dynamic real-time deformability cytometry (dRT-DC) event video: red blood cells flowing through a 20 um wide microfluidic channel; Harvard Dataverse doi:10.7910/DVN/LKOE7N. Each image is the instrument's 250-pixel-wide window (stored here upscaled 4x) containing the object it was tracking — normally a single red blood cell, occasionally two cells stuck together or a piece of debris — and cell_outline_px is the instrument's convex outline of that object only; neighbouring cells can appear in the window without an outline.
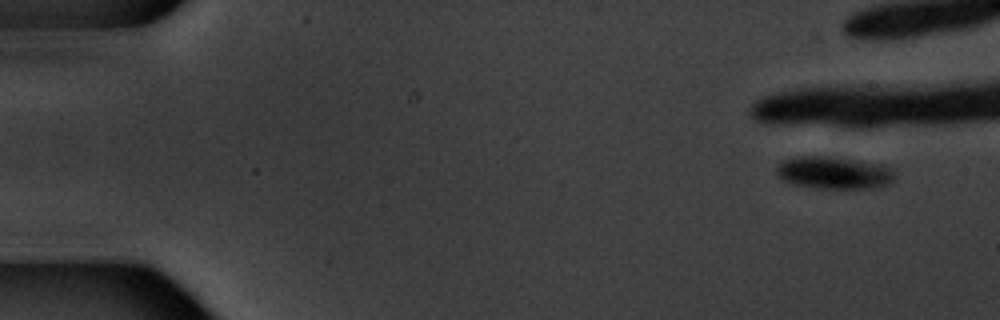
{"species": "common noctule bat (a hibernating species)", "species_latin": "Nyctalus noctula", "temperature_condition": "warm", "stored_images_in_passage": 4, "camera_frame_rate_fps": 3000, "um_per_image_px": 0.085, "animal": {"sex": "male", "body_mass_g": 20.1, "forearm_length_mm": 53.5}, "frame": {"image": 1, "passage_image": 1, "time_ms": 0.0, "image_size_px": [1000, 320], "cell_outline_px": [[892, 180], [888, 184], [880, 188], [816, 188], [792, 184], [784, 180], [776, 172], [776, 168], [784, 160], [812, 156], [816, 156], [844, 160], [888, 168], [892, 172]], "centroid_in_image_um": [70.8, 14.74], "position_along_channel_um": 14.2, "area_um2": 20.92}}